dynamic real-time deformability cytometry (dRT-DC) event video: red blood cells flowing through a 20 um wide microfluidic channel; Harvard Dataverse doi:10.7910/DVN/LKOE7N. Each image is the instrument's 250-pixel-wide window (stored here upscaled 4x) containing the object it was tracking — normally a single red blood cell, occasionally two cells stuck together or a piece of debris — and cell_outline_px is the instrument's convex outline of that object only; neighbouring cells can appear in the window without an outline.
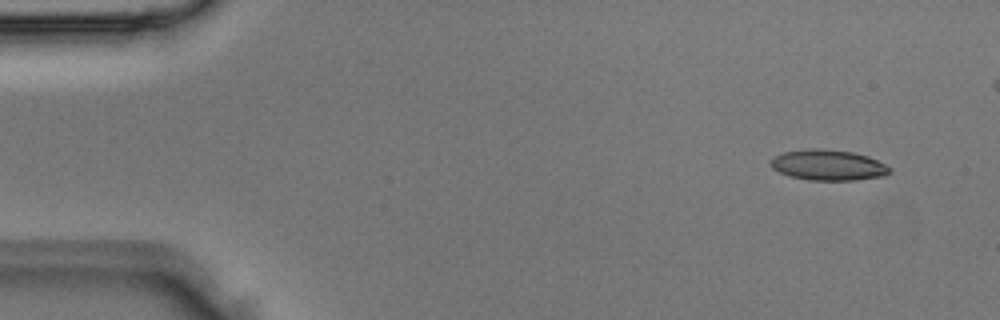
{"species": "Egyptian fruit bat (a non-hibernating species)", "species_latin": "Rousettus aegyptiacus", "temperature_condition": "room temperature", "stored_images_in_passage": 4, "camera_frame_rate_fps": 3000, "um_per_image_px": 0.085, "animal": {"sex": "male"}, "frame": {"image": 1, "passage_image": 1, "time_ms": 0.0, "image_size_px": [1000, 320], "cell_outline_px": [[892, 172], [884, 176], [856, 180], [808, 180], [788, 176], [772, 168], [768, 164], [768, 160], [772, 156], [784, 152], [808, 148], [820, 148], [852, 152], [868, 156], [892, 168]], "centroid_in_image_um": [70.35, 14.03], "position_along_channel_um": 14.6, "area_um2": 21.56}}